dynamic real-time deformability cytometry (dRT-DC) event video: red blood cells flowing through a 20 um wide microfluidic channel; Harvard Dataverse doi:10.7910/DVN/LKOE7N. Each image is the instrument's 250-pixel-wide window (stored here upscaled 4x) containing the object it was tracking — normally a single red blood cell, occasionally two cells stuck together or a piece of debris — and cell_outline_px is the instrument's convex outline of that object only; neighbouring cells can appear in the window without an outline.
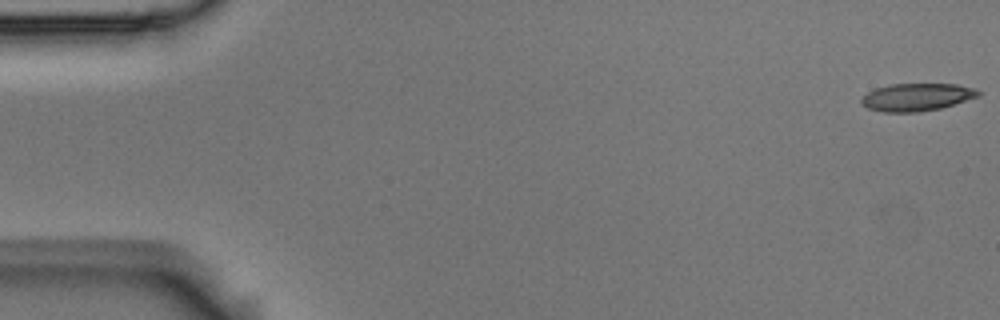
{"species": "Egyptian fruit bat (a non-hibernating species)", "species_latin": "Rousettus aegyptiacus", "temperature_condition": "room temperature", "stored_images_in_passage": 54, "camera_frame_rate_fps": 3000, "um_per_image_px": 0.085, "animal": {"sex": "male"}, "frame": {"image": 1, "passage_image": 1, "time_ms": 0.0, "image_size_px": [1000, 320], "cell_outline_px": [[980, 96], [940, 108], [920, 112], [884, 112], [868, 108], [860, 100], [868, 92], [876, 88], [888, 84], [956, 84], [976, 88], [980, 92]], "centroid_in_image_um": [77.95, 8.25], "position_along_channel_um": 7.1, "area_um2": 18.73}}
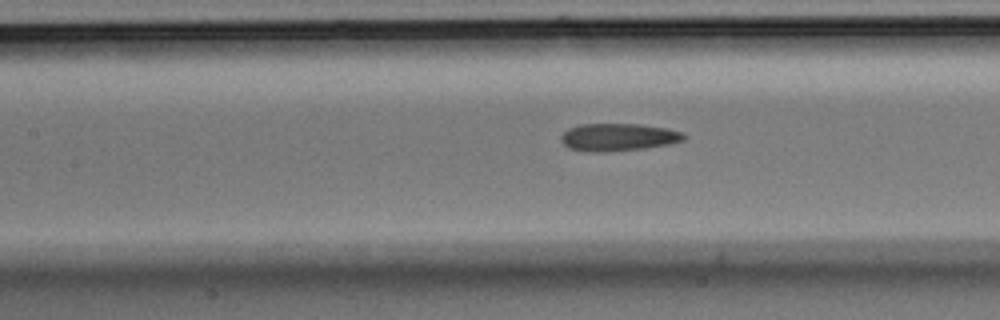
{"frame": {"image": 2, "passage_image": 24, "time_ms": 7.667, "image_size_px": [1000, 320], "cell_outline_px": [[684, 140], [668, 144], [644, 148], [604, 152], [588, 152], [568, 148], [560, 140], [560, 136], [568, 128], [580, 124], [640, 124], [668, 128], [684, 132]], "centroid_in_image_um": [52.52, 11.65], "position_along_channel_um": 154.9, "area_um2": 19.83}}
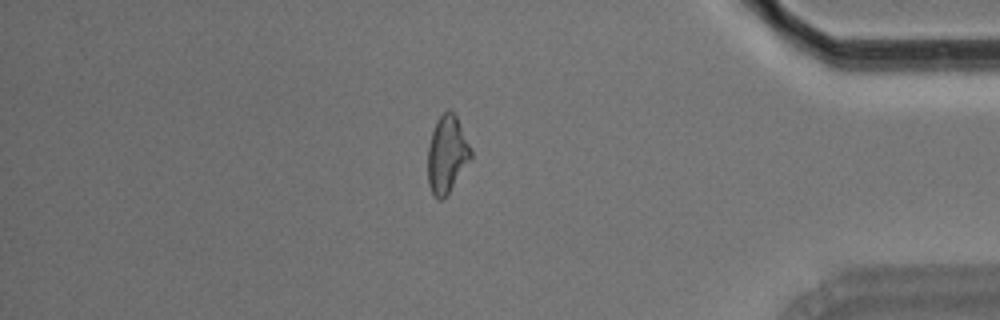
{"frame": {"image": 3, "passage_image": 46, "time_ms": 15.0, "image_size_px": [1000, 320], "cell_outline_px": [[472, 156], [448, 192], [440, 200], [436, 200], [432, 196], [428, 184], [428, 144], [436, 120], [444, 112], [452, 112], [456, 116], [472, 148]], "centroid_in_image_um": [37.97, 13.13], "position_along_channel_um": 397.2, "area_um2": 19.13}, "authors_computed_cell_mechanics": {"area_um2": 19.4497, "velocity_mm_per_s": 3.7456, "shape_relaxation_time_tau1_ms": null, "shape_relaxation_time_tau2_ms": 4.6878, "deformation_change_tau1": null, "deformation_change_tau2": 0.15}}